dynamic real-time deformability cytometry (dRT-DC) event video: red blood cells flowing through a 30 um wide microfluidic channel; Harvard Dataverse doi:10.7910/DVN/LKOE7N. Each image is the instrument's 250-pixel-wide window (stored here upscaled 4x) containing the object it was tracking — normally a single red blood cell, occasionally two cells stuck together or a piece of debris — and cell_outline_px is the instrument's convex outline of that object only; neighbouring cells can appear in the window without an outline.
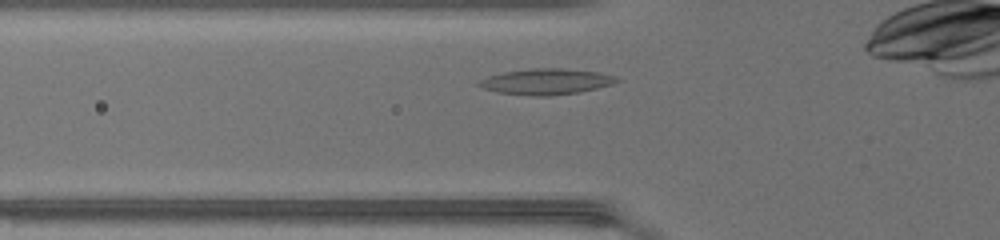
{"species": "common noctule bat (a hibernating species)", "species_latin": "Nyctalus noctula", "temperature_condition": "warm", "stored_images_in_passage": 31, "camera_frame_rate_fps": 3000, "um_per_image_px": 0.085, "animal": {"sex": "female", "body_mass_g": 17.0, "forearm_length_mm": 48.0}, "frame": {"image": 1, "passage_image": 5, "time_ms": 1.333, "image_size_px": [1000, 240], "cell_outline_px": [[620, 80], [612, 84], [580, 92], [548, 96], [532, 96], [496, 92], [484, 88], [476, 84], [480, 80], [488, 76], [504, 72], [532, 68], [560, 68], [600, 72], [616, 76]], "centroid_in_image_um": [46.43, 6.93], "position_along_channel_um": 79.4, "area_um2": 20.75}}
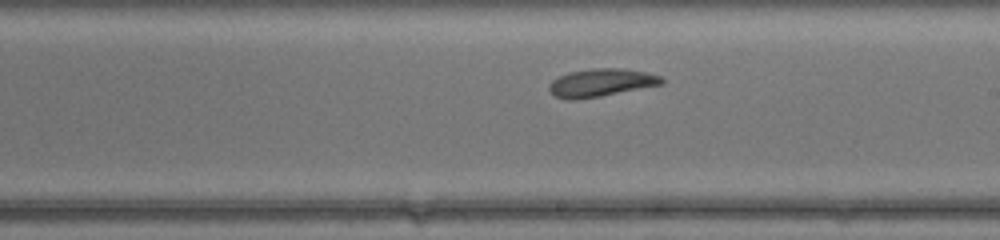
{"frame": {"image": 2, "passage_image": 16, "time_ms": 5.0, "image_size_px": [1000, 240], "cell_outline_px": [[664, 84], [600, 96], [572, 100], [568, 100], [556, 96], [548, 88], [548, 84], [552, 80], [560, 76], [572, 72], [592, 68], [620, 68], [648, 72], [660, 76], [664, 80]], "centroid_in_image_um": [51.12, 7.02], "position_along_channel_um": 237.9, "area_um2": 18.15}}
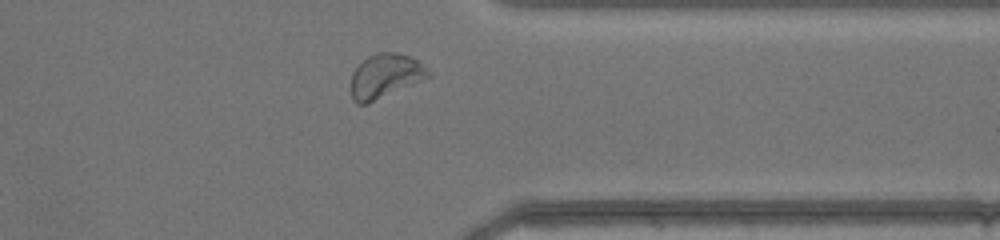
{"frame": {"image": 3, "passage_image": 26, "time_ms": 8.333, "image_size_px": [1000, 240], "cell_outline_px": [[432, 76], [424, 80], [368, 104], [356, 104], [352, 100], [348, 84], [352, 72], [368, 56], [380, 52], [396, 52], [408, 56], [416, 60], [432, 72]], "centroid_in_image_um": [32.71, 6.5], "position_along_channel_um": 378.7, "area_um2": 20.35}, "authors_computed_cell_mechanics": {"area_um2": 18.1492, "velocity_mm_per_s": 4.3192, "shape_relaxation_time_tau1_ms": 4.0952, "shape_relaxation_time_tau2_ms": 6.0629, "deformation_change_tau1": 0.1172, "deformation_change_tau2": 0.1423}}